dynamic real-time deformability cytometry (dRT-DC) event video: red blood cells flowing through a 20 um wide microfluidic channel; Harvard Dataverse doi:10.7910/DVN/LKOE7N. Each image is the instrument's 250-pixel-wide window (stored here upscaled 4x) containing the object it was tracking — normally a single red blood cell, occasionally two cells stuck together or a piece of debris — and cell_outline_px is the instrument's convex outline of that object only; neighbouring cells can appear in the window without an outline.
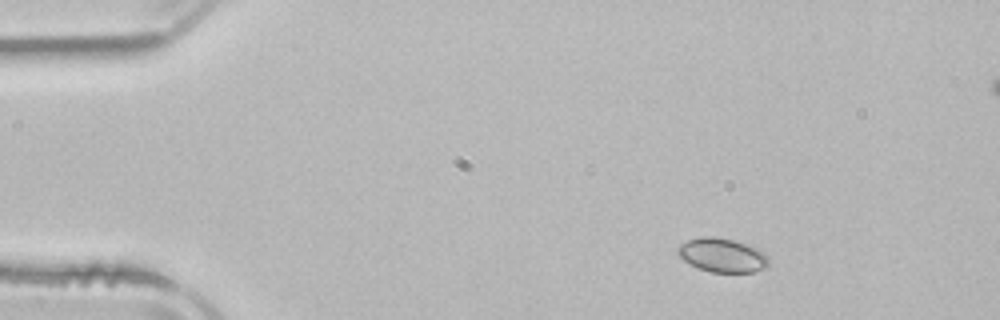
{"species": "common noctule bat (a hibernating species)", "species_latin": "Nyctalus noctula", "temperature_condition": "room temperature", "stored_images_in_passage": 4, "camera_frame_rate_fps": 3000, "um_per_image_px": 0.085, "animal": {"sex": "male", "body_mass_g": 21.5, "forearm_length_mm": 52.0}, "frame": {"image": 1, "passage_image": 1, "time_ms": 0.0, "image_size_px": [1000, 320], "cell_outline_px": [[768, 264], [764, 268], [752, 272], [712, 272], [696, 268], [688, 264], [676, 252], [676, 248], [680, 244], [688, 240], [700, 236], [712, 236], [732, 240], [748, 244], [764, 252], [768, 256]], "centroid_in_image_um": [61.35, 21.69], "position_along_channel_um": 23.6, "area_um2": 18.09}}